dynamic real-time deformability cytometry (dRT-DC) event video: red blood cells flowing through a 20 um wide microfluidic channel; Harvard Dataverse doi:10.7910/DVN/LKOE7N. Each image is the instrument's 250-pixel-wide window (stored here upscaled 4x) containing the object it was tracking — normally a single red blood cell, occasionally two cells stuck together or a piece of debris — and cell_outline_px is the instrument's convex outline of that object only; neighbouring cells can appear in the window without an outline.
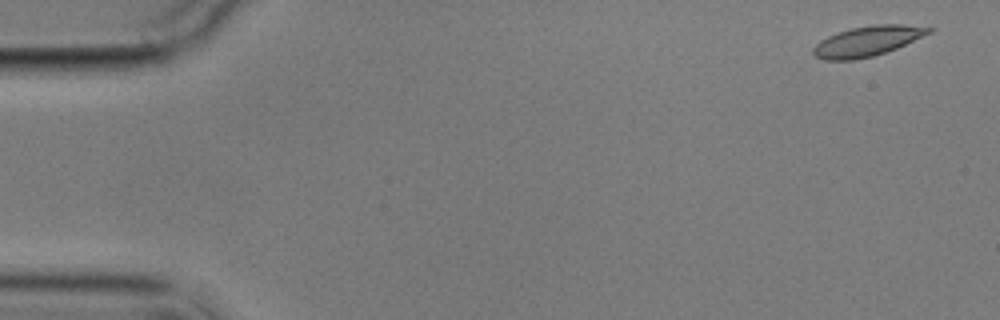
{"species": "common noctule bat (a hibernating species)", "species_latin": "Nyctalus noctula", "temperature_condition": "cold", "stored_images_in_passage": 4, "camera_frame_rate_fps": 3000, "um_per_image_px": 0.085, "animal": {"sex": "male", "body_mass_g": 17.9}, "frame": {"image": 1, "passage_image": 1, "time_ms": 0.0, "image_size_px": [1000, 320], "cell_outline_px": [[936, 28], [932, 32], [896, 48], [872, 56], [852, 60], [824, 60], [816, 56], [812, 52], [812, 48], [820, 40], [828, 36], [852, 28], [876, 24], [904, 24]], "centroid_in_image_um": [73.74, 3.49], "position_along_channel_um": 11.3, "area_um2": 20.06}}